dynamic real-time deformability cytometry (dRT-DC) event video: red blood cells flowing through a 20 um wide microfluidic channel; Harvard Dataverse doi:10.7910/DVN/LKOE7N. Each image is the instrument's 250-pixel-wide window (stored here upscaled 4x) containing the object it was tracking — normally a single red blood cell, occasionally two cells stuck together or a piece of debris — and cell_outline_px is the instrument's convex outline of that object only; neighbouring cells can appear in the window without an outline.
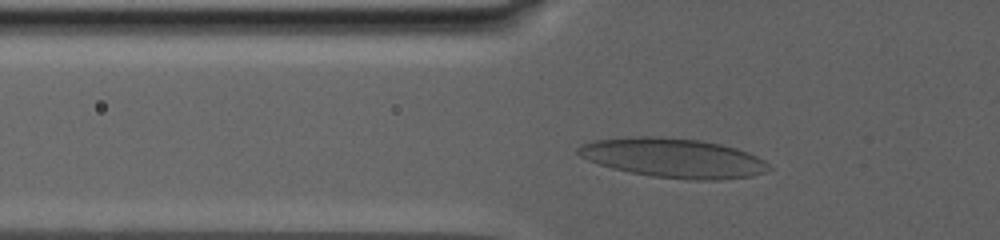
{"species": "human", "species_latin": "Homo sapiens", "temperature_condition": "warm", "stored_images_in_passage": 94, "camera_frame_rate_fps": 3000, "um_per_image_px": 0.085, "donor": {"sex": "male"}, "frame": {"image": 1, "passage_image": 30, "time_ms": 6.333, "image_size_px": [1000, 240], "cell_outline_px": [[772, 168], [764, 172], [752, 176], [716, 180], [692, 180], [652, 176], [612, 168], [588, 160], [580, 156], [576, 152], [576, 148], [580, 144], [592, 140], [628, 136], [660, 136], [700, 140], [720, 144], [736, 148], [748, 152], [764, 160]], "centroid_in_image_um": [57.2, 13.41], "position_along_channel_um": 68.6, "area_um2": 43.93}}
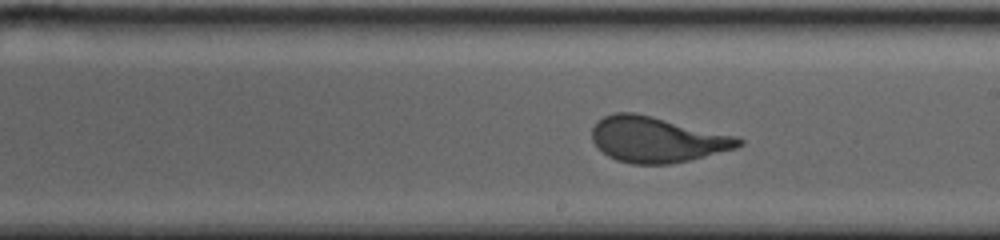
{"frame": {"image": 2, "passage_image": 56, "time_ms": 13.667, "image_size_px": [1000, 240], "cell_outline_px": [[744, 144], [736, 148], [688, 160], [668, 164], [632, 164], [616, 160], [608, 156], [592, 140], [592, 128], [596, 120], [604, 116], [616, 112], [632, 112], [652, 116], [736, 136], [744, 140]], "centroid_in_image_um": [55.82, 11.85], "position_along_channel_um": 233.2, "area_um2": 38.73}}
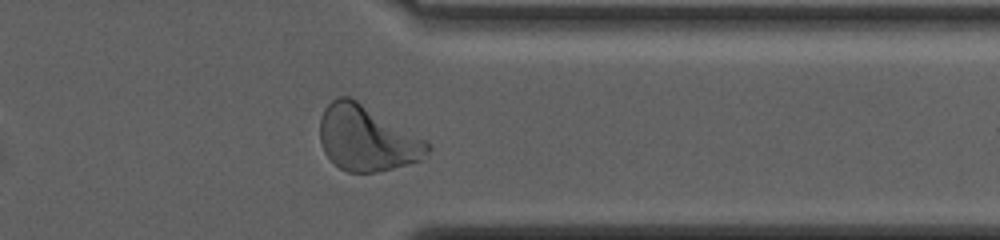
{"frame": {"image": 3, "passage_image": 80, "time_ms": 20.0, "image_size_px": [1000, 240], "cell_outline_px": [[432, 148], [420, 160], [408, 164], [376, 172], [348, 172], [340, 168], [324, 152], [320, 140], [320, 120], [324, 108], [336, 96], [348, 96], [356, 100], [432, 144]], "centroid_in_image_um": [31.17, 11.76], "position_along_channel_um": 380.2, "area_um2": 40.46}, "authors_computed_cell_mechanics": {"area_um2": 40.4022, "velocity_mm_per_s": 2.334, "shape_relaxation_time_tau1_ms": 8.7813, "shape_relaxation_time_tau2_ms": null, "deformation_change_tau1": 0.2481, "deformation_change_tau2": null}}